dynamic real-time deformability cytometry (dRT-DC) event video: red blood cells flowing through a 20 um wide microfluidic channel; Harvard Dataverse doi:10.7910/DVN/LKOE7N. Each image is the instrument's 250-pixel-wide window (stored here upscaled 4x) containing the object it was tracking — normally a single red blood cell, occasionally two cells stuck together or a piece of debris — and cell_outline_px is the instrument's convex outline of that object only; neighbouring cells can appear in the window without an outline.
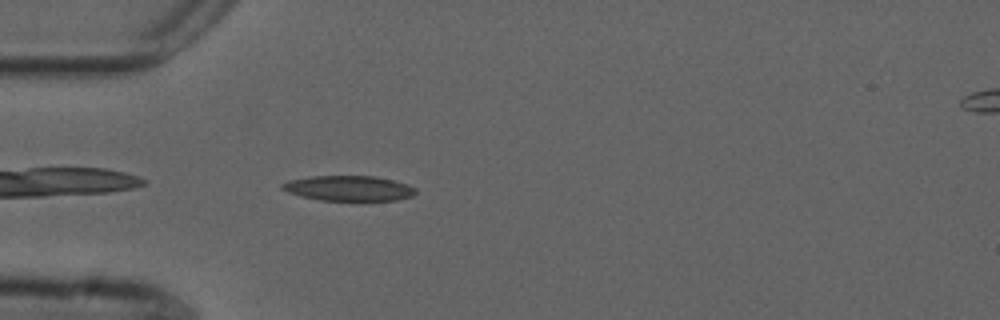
{"species": "common noctule bat (a hibernating species)", "species_latin": "Nyctalus noctula", "temperature_condition": "cold", "stored_images_in_passage": 41, "camera_frame_rate_fps": 3000, "um_per_image_px": 0.085, "animal": {"sex": "male", "forearm_length_mm": 52.5}, "frame": {"image": 1, "passage_image": 2, "time_ms": 0.333, "image_size_px": [1000, 320], "cell_outline_px": [[416, 192], [412, 196], [396, 200], [320, 200], [300, 196], [288, 192], [280, 188], [280, 184], [288, 180], [308, 176], [376, 176], [408, 184], [416, 188]], "centroid_in_image_um": [29.61, 15.99], "position_along_channel_um": 55.4, "area_um2": 19.65}}
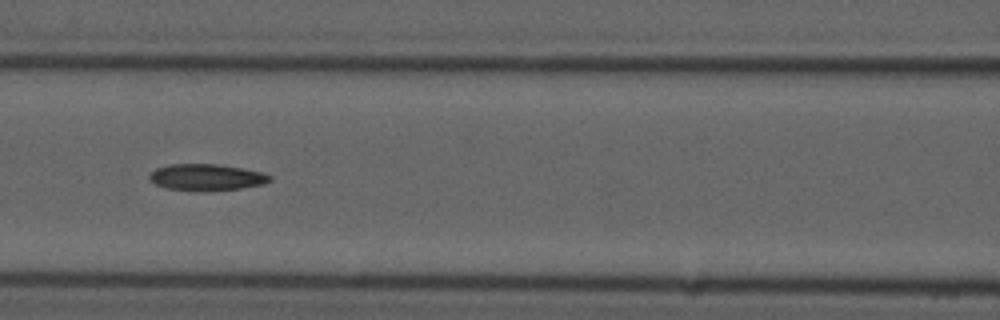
{"frame": {"image": 2, "passage_image": 10, "time_ms": 3.0, "image_size_px": [1000, 320], "cell_outline_px": [[272, 180], [264, 184], [240, 188], [196, 192], [168, 188], [156, 184], [148, 176], [156, 168], [168, 164], [216, 164], [240, 168], [260, 172], [272, 176]], "centroid_in_image_um": [17.55, 15.07], "position_along_channel_um": 149.1, "area_um2": 18.5}}
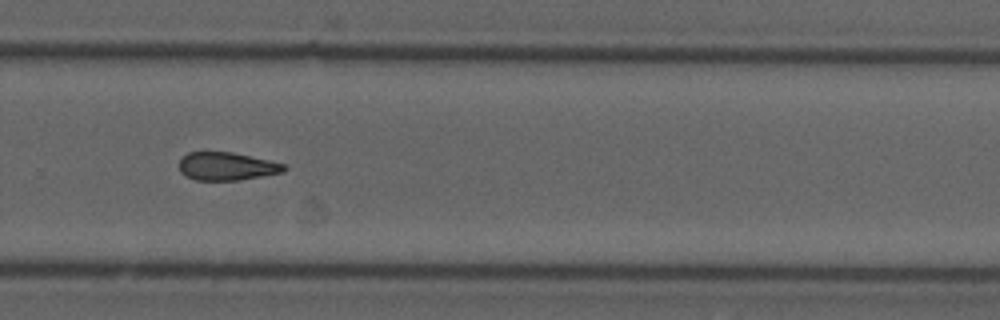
{"frame": {"image": 3, "passage_image": 23, "time_ms": 7.333, "image_size_px": [1000, 320], "cell_outline_px": [[288, 168], [284, 172], [236, 180], [196, 180], [184, 176], [180, 172], [180, 156], [188, 152], [232, 152], [288, 164]], "centroid_in_image_um": [19.28, 14.13], "position_along_channel_um": 310.5, "area_um2": 17.28}}